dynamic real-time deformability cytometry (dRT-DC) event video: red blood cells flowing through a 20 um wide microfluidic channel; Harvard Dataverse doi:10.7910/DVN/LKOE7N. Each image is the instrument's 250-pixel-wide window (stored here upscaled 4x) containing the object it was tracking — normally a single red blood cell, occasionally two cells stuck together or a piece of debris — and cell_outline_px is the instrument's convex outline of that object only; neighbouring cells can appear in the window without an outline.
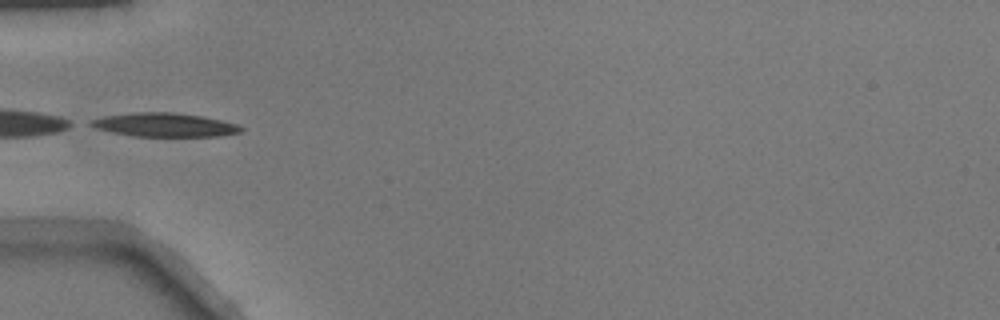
{"species": "common noctule bat (a hibernating species)", "species_latin": "Nyctalus noctula", "temperature_condition": "warm", "stored_images_in_passage": 33, "camera_frame_rate_fps": 3000, "um_per_image_px": 0.085, "animal": {"sex": "male", "body_mass_g": 17.9}, "frame": {"image": 1, "passage_image": 1, "time_ms": 0.0, "image_size_px": [1000, 320], "cell_outline_px": [[244, 128], [240, 132], [220, 136], [132, 136], [112, 132], [96, 128], [88, 124], [92, 120], [104, 116], [136, 112], [172, 112], [200, 116], [220, 120], [236, 124]], "centroid_in_image_um": [13.98, 10.61], "position_along_channel_um": 71.0, "area_um2": 20.52}}
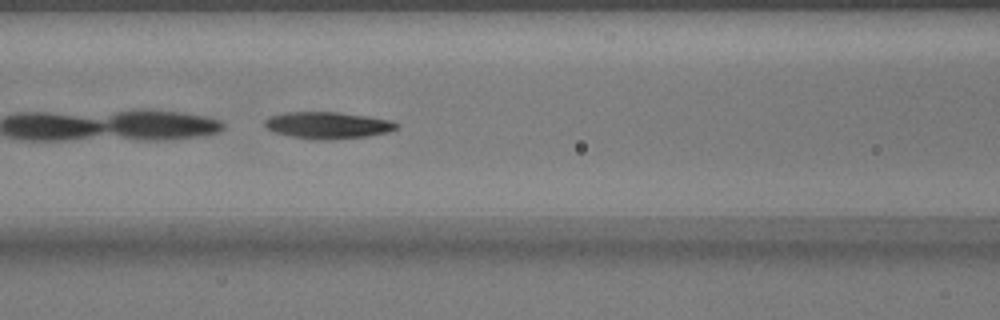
{"frame": {"image": 2, "passage_image": 6, "time_ms": 1.667, "image_size_px": [1000, 320], "cell_outline_px": [[400, 124], [396, 128], [388, 132], [368, 136], [332, 140], [316, 140], [292, 136], [276, 132], [268, 128], [264, 124], [264, 120], [272, 116], [284, 112], [336, 112], [392, 120]], "centroid_in_image_um": [27.89, 10.65], "position_along_channel_um": 138.7, "area_um2": 20.4}}
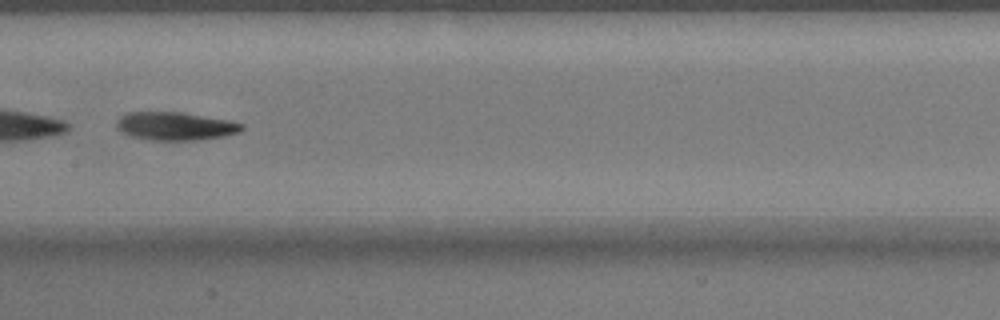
{"frame": {"image": 3, "passage_image": 10, "time_ms": 3.0, "image_size_px": [1000, 320], "cell_outline_px": [[244, 128], [240, 132], [224, 136], [196, 140], [148, 140], [132, 136], [120, 132], [116, 128], [116, 120], [120, 116], [128, 112], [184, 112], [228, 120], [244, 124]], "centroid_in_image_um": [14.88, 10.72], "position_along_channel_um": 192.5, "area_um2": 20.75}}